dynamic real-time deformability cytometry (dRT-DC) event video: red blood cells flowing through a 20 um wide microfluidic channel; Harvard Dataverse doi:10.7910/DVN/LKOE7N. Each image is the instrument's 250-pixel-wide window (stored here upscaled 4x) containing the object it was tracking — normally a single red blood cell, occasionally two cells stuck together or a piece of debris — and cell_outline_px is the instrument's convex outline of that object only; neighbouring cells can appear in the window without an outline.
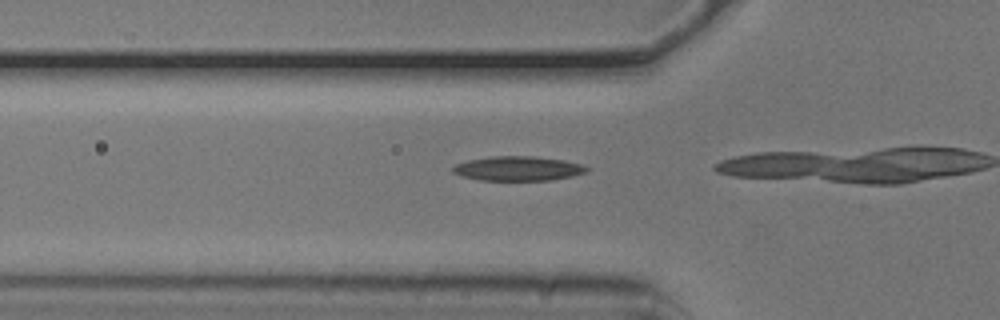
{"species": "common noctule bat (a hibernating species)", "species_latin": "Nyctalus noctula", "temperature_condition": "cold", "stored_images_in_passage": 4, "camera_frame_rate_fps": 3000, "um_per_image_px": 0.085, "animal": {"sex": "male", "body_mass_g": 20.5, "forearm_length_mm": 52.5}, "frame": {"image": 1, "passage_image": 2, "time_ms": 0.333, "image_size_px": [1000, 320], "cell_outline_px": [[588, 172], [572, 176], [548, 180], [480, 180], [460, 176], [452, 172], [452, 168], [456, 164], [468, 160], [492, 156], [532, 156], [564, 160], [580, 164], [588, 168]], "centroid_in_image_um": [44.0, 14.32], "position_along_channel_um": 81.8, "area_um2": 19.02}}